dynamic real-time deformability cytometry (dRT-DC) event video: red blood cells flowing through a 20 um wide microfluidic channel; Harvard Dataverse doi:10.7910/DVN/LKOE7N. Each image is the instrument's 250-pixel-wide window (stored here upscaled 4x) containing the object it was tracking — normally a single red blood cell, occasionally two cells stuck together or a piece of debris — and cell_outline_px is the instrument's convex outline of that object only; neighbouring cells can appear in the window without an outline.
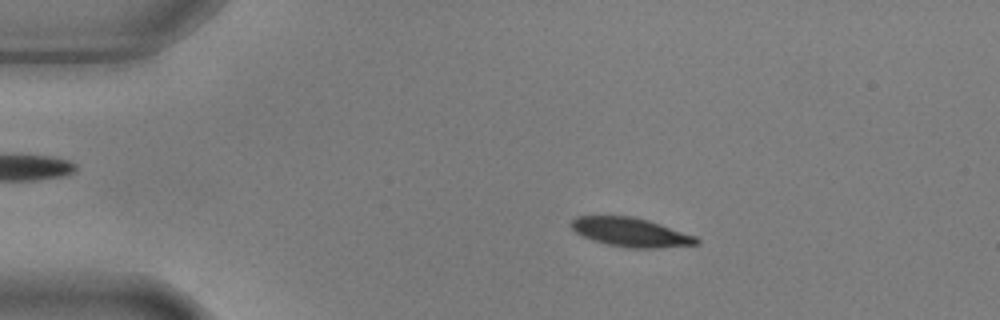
{"species": "common noctule bat (a hibernating species)", "species_latin": "Nyctalus noctula", "temperature_condition": "warm", "stored_images_in_passage": 5, "camera_frame_rate_fps": 3000, "um_per_image_px": 0.085, "animal": {"sex": "male", "body_mass_g": 17.9, "forearm_length_mm": 54.2}, "frame": {"image": 1, "passage_image": 2, "time_ms": 0.333, "image_size_px": [1000, 320], "cell_outline_px": [[700, 244], [660, 248], [628, 248], [608, 244], [592, 240], [576, 232], [568, 224], [576, 216], [632, 216], [648, 220], [696, 236], [700, 240]], "centroid_in_image_um": [53.62, 19.74], "position_along_channel_um": 31.4, "area_um2": 21.15}}
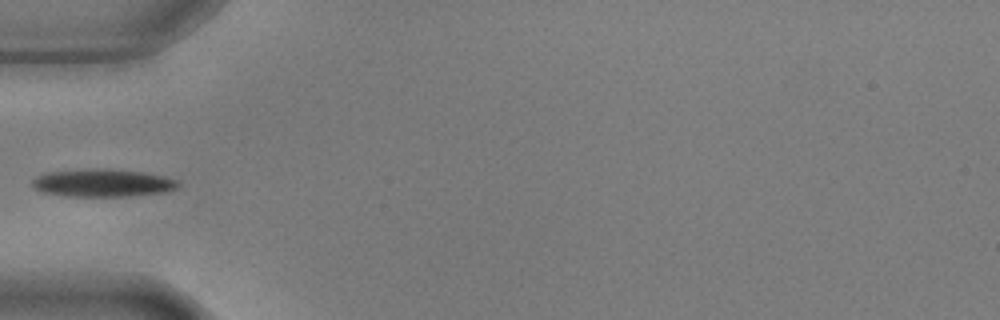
{"frame": {"image": 2, "passage_image": 4, "time_ms": 1.0, "image_size_px": [1000, 320], "cell_outline_px": [[180, 188], [168, 192], [128, 196], [64, 196], [40, 192], [32, 188], [32, 180], [36, 176], [48, 172], [84, 168], [108, 168], [144, 172], [176, 180], [180, 184]], "centroid_in_image_um": [8.7, 15.54], "position_along_channel_um": 76.3, "area_um2": 24.04}}
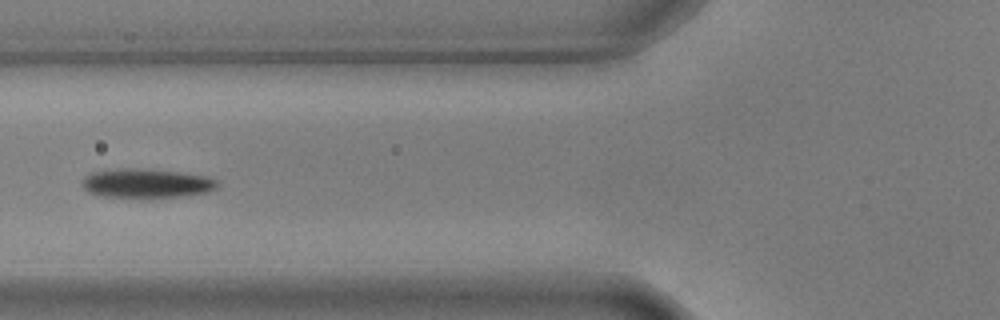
{"frame": {"image": 3, "passage_image": 5, "time_ms": 1.333, "image_size_px": [1000, 320], "cell_outline_px": [[220, 184], [216, 188], [208, 192], [180, 196], [104, 196], [88, 192], [80, 184], [84, 176], [92, 172], [120, 168], [136, 168], [180, 172], [204, 176], [220, 180]], "centroid_in_image_um": [12.45, 15.55], "position_along_channel_um": 113.3, "area_um2": 22.66}}